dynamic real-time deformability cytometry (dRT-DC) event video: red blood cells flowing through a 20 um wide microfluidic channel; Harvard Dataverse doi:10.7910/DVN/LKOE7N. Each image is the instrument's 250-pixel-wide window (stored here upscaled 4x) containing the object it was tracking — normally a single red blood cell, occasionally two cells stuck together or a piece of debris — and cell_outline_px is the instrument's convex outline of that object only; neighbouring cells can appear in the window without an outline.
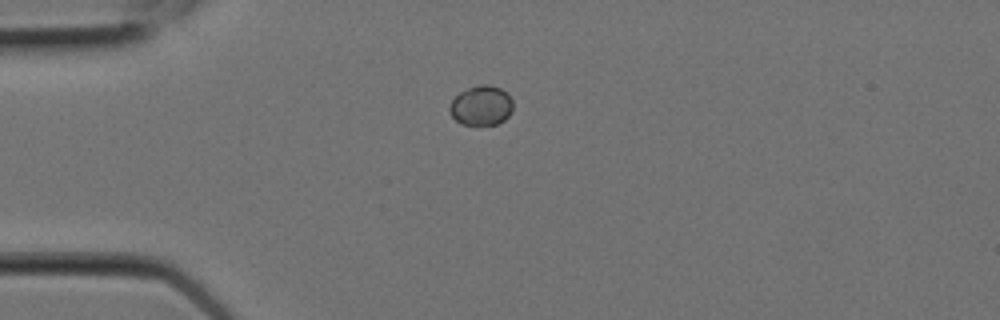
{"species": "Egyptian fruit bat (a non-hibernating species)", "species_latin": "Rousettus aegyptiacus", "temperature_condition": "room temperature", "stored_images_in_passage": 3, "camera_frame_rate_fps": 3000, "um_per_image_px": 0.085, "animal": {"sex": "female"}, "frame": {"image": 1, "passage_image": 1, "time_ms": 0.0, "image_size_px": [1000, 320], "cell_outline_px": [[512, 112], [504, 120], [496, 124], [460, 124], [448, 112], [448, 108], [452, 100], [460, 92], [476, 84], [488, 84], [500, 88], [512, 100]], "centroid_in_image_um": [40.88, 8.96], "position_along_channel_um": 44.1, "area_um2": 14.62}}
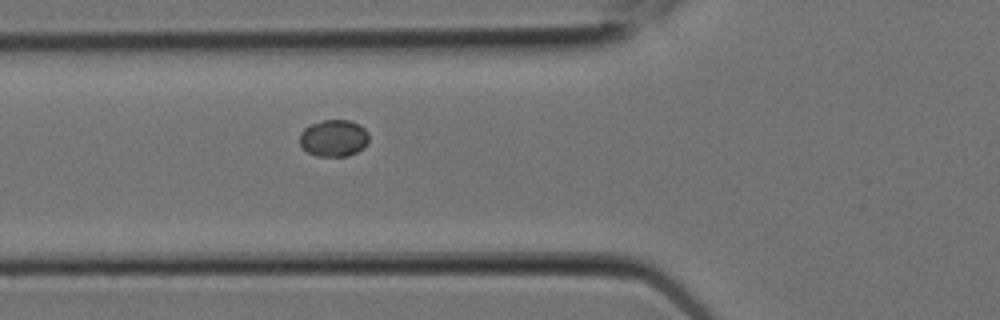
{"frame": {"image": 2, "passage_image": 3, "time_ms": 0.667, "image_size_px": [1000, 320], "cell_outline_px": [[368, 140], [364, 148], [348, 156], [316, 156], [308, 152], [300, 144], [300, 132], [304, 128], [312, 124], [324, 120], [348, 120], [360, 124], [368, 132]], "centroid_in_image_um": [28.38, 11.74], "position_along_channel_um": 97.4, "area_um2": 14.85}}